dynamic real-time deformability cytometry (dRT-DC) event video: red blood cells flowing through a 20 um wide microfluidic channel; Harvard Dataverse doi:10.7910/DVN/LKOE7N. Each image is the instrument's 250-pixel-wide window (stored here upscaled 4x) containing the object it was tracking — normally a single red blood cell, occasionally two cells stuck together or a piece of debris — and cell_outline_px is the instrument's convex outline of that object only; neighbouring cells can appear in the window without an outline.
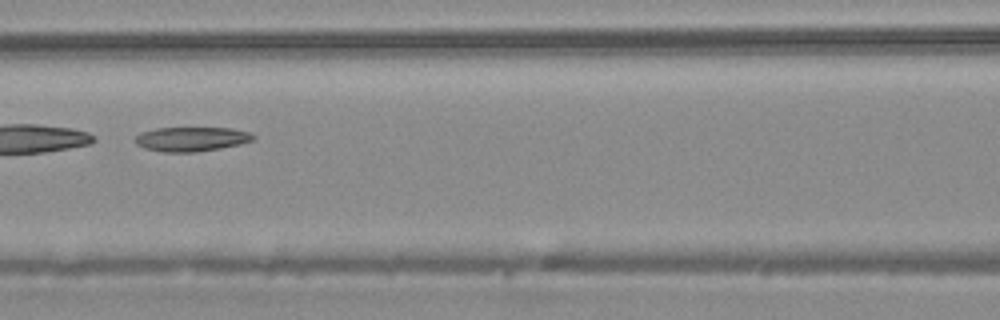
{"species": "common noctule bat (a hibernating species)", "species_latin": "Nyctalus noctula", "temperature_condition": "warm", "stored_images_in_passage": 38, "camera_frame_rate_fps": 3000, "um_per_image_px": 0.085, "animal": {"sex": "male", "body_mass_g": 20.4}, "frame": {"image": 1, "passage_image": 12, "time_ms": 3.667, "image_size_px": [1000, 320], "cell_outline_px": [[256, 136], [252, 140], [240, 144], [220, 148], [196, 152], [164, 152], [144, 148], [136, 144], [136, 136], [140, 132], [156, 128], [232, 128], [252, 132]], "centroid_in_image_um": [16.29, 11.81], "position_along_channel_um": 150.3, "area_um2": 16.82}, "authors_computed_cell_mechanics": {"area_um2": 18.0625, "velocity_mm_per_s": 4.12, "shape_relaxation_time_tau1_ms": 7.462, "shape_relaxation_time_tau2_ms": 8.7026, "deformation_change_tau1": 0.131, "deformation_change_tau2": 0.1625}}